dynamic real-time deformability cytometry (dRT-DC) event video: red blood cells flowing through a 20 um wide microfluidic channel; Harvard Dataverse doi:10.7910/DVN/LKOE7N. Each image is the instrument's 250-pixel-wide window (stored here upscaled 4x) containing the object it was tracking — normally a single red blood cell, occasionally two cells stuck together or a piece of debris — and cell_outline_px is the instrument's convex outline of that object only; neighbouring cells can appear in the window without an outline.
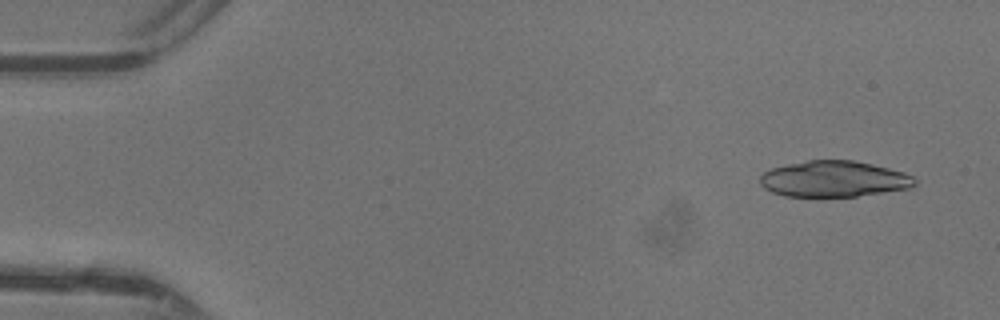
{"species": "common noctule bat (a hibernating species)", "species_latin": "Nyctalus noctula", "temperature_condition": "warm", "stored_images_in_passage": 44, "camera_frame_rate_fps": 3000, "um_per_image_px": 0.085, "animal": {"sex": "female"}, "frame": {"image": 1, "passage_image": 1, "time_ms": 0.0, "image_size_px": [1000, 320], "cell_outline_px": [[916, 184], [908, 188], [856, 196], [784, 196], [772, 192], [764, 188], [760, 184], [760, 176], [764, 172], [772, 168], [788, 164], [808, 160], [852, 160], [872, 164], [904, 172], [912, 176], [916, 180]], "centroid_in_image_um": [70.86, 15.2], "position_along_channel_um": 14.1, "area_um2": 32.25}}
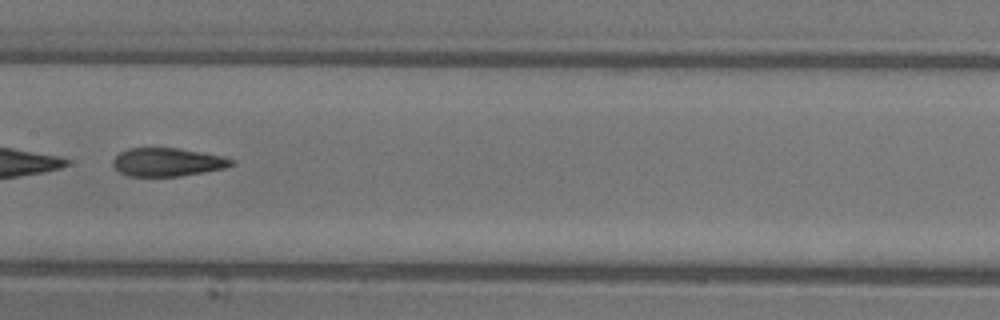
{"frame": {"image": 2, "passage_image": 22, "time_ms": 7.0, "image_size_px": [1000, 320], "cell_outline_px": [[236, 164], [224, 168], [204, 172], [180, 176], [128, 176], [120, 172], [112, 164], [112, 160], [120, 152], [128, 148], [180, 148], [220, 156], [232, 160]], "centroid_in_image_um": [14.21, 13.78], "position_along_channel_um": 193.2, "area_um2": 19.42}}
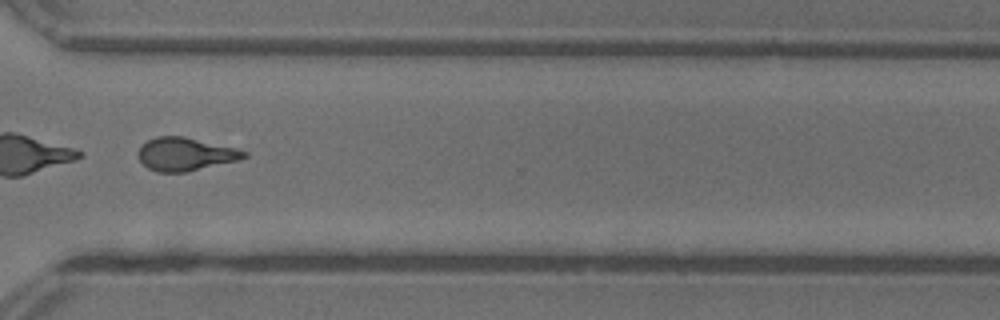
{"frame": {"image": 3, "passage_image": 33, "time_ms": 10.667, "image_size_px": [1000, 320], "cell_outline_px": [[248, 156], [240, 160], [184, 172], [156, 172], [148, 168], [136, 156], [136, 152], [140, 144], [156, 136], [184, 136], [236, 148], [248, 152]], "centroid_in_image_um": [15.72, 13.09], "position_along_channel_um": 354.9, "area_um2": 20.63}, "authors_computed_cell_mechanics": {"area_um2": 26.9637, "velocity_mm_per_s": 4.4068, "shape_relaxation_time_tau1_ms": 6.1714, "shape_relaxation_time_tau2_ms": 2.2732, "deformation_change_tau1": 0.2181, "deformation_change_tau2": 0.1191}}